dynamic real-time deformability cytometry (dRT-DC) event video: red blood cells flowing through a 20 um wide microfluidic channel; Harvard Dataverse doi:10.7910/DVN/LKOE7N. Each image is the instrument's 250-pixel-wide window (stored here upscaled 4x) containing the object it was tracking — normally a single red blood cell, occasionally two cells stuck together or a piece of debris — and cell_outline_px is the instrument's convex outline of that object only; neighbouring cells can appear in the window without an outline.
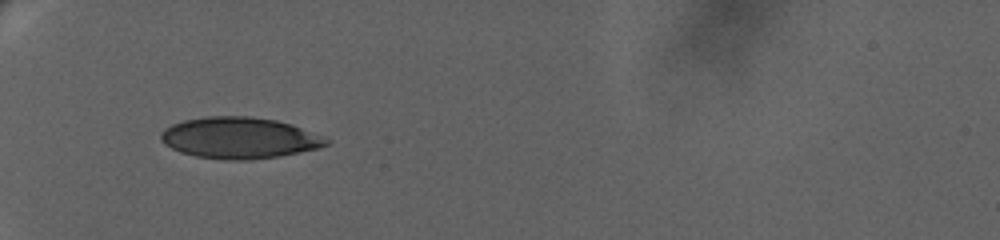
{"species": "human", "species_latin": "Homo sapiens", "temperature_condition": "warm", "stored_images_in_passage": 94, "camera_frame_rate_fps": 3000, "um_per_image_px": 0.085, "donor": {"sex": "female"}, "frame": {"image": 1, "passage_image": 1, "time_ms": 0.0, "image_size_px": [1000, 240], "cell_outline_px": [[332, 140], [328, 144], [320, 148], [280, 156], [252, 160], [224, 160], [196, 156], [180, 152], [164, 144], [160, 140], [160, 132], [164, 128], [172, 124], [184, 120], [208, 116], [248, 116], [276, 120], [292, 124], [324, 136]], "centroid_in_image_um": [20.36, 11.72], "position_along_channel_um": 64.6, "area_um2": 40.17}}
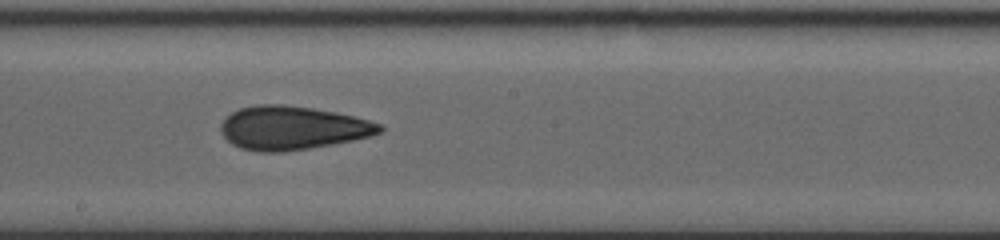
{"frame": {"image": 2, "passage_image": 30, "time_ms": 5.333, "image_size_px": [1000, 240], "cell_outline_px": [[384, 128], [380, 132], [372, 136], [332, 144], [284, 152], [260, 152], [240, 148], [232, 144], [224, 136], [220, 128], [224, 120], [232, 112], [240, 108], [264, 104], [280, 104], [308, 108], [332, 112], [352, 116], [368, 120], [380, 124]], "centroid_in_image_um": [24.84, 10.89], "position_along_channel_um": 223.4, "area_um2": 39.77}}
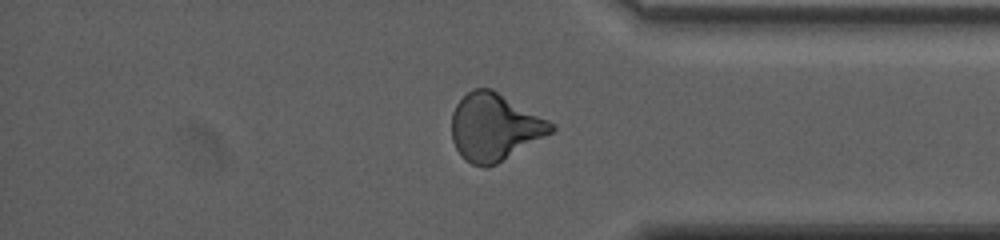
{"frame": {"image": 3, "passage_image": 71, "time_ms": 10.667, "image_size_px": [1000, 240], "cell_outline_px": [[556, 128], [552, 132], [496, 164], [488, 168], [484, 168], [472, 164], [464, 160], [456, 148], [452, 140], [452, 112], [456, 104], [472, 88], [492, 88], [556, 124]], "centroid_in_image_um": [42.02, 10.8], "position_along_channel_um": 393.2, "area_um2": 38.96}, "authors_computed_cell_mechanics": {"area_um2": 38.4948, "velocity_mm_per_s": 3.2833, "shape_relaxation_time_tau1_ms": 9.12, "shape_relaxation_time_tau2_ms": 2.5643, "deformation_change_tau1": 0.1596, "deformation_change_tau2": 0.0755}}